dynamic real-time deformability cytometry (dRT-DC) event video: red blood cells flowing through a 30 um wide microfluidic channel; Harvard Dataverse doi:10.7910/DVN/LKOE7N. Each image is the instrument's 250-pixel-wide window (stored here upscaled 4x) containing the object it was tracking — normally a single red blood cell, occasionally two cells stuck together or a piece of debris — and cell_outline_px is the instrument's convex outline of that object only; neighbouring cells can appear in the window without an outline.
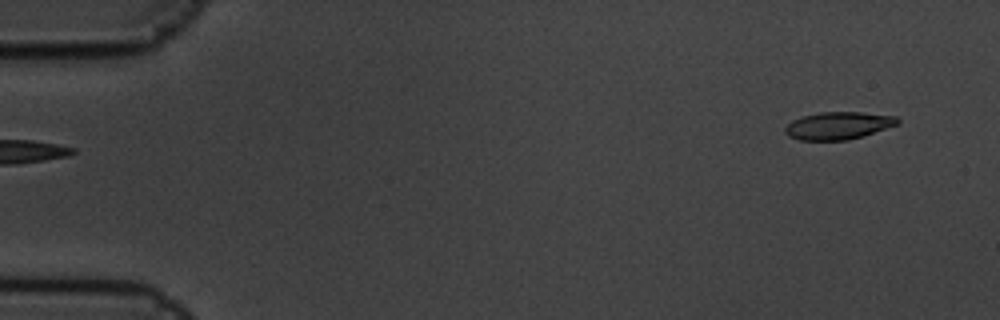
{"species": "common noctule bat (a hibernating species)", "species_latin": "Nyctalus noctula", "temperature_condition": "cold", "stored_images_in_passage": 4, "segment_of_instrument_passage": [2, 2], "camera_frame_rate_fps": 3000, "um_per_image_px": 0.085, "animal": {"sex": "male", "body_mass_g": 19.5, "forearm_length_mm": 54.6}, "frame": {"image": 1, "passage_image": 4, "time_ms": 1.0, "image_size_px": [1000, 320], "cell_outline_px": [[900, 124], [848, 140], [800, 140], [788, 136], [784, 132], [784, 128], [792, 120], [804, 116], [820, 112], [860, 112], [896, 116], [900, 120]], "centroid_in_image_um": [71.25, 10.67], "position_along_channel_um": 13.7, "area_um2": 17.98}}